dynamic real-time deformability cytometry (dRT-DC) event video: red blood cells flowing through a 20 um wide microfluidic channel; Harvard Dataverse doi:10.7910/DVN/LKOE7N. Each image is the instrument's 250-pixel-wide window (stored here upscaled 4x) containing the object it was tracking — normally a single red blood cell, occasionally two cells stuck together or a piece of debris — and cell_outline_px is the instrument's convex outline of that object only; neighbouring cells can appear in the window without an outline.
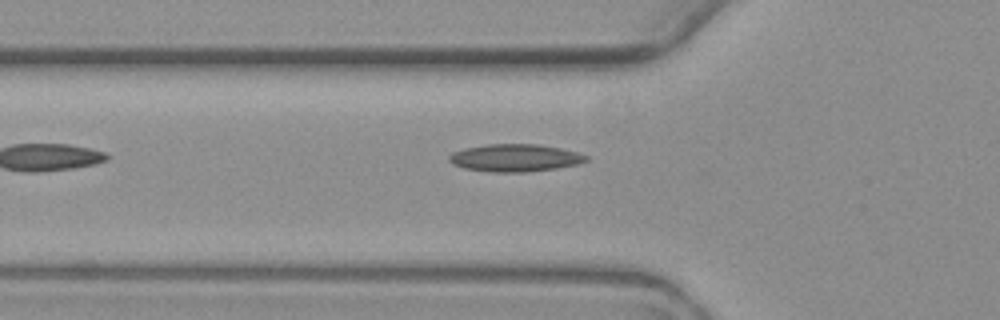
{"species": "common noctule bat (a hibernating species)", "species_latin": "Nyctalus noctula", "temperature_condition": "warm", "stored_images_in_passage": 4, "camera_frame_rate_fps": 3000, "um_per_image_px": 0.085, "animal": {"sex": "female", "body_mass_g": 19.3, "forearm_length_mm": 54.1}, "frame": {"image": 1, "passage_image": 4, "time_ms": 3.667, "image_size_px": [1000, 320], "cell_outline_px": [[588, 160], [580, 164], [556, 168], [524, 172], [492, 172], [464, 168], [452, 164], [448, 160], [448, 156], [452, 152], [464, 148], [488, 144], [536, 144], [560, 148], [576, 152], [588, 156]], "centroid_in_image_um": [43.76, 13.42], "position_along_channel_um": 82.0, "area_um2": 21.96}}